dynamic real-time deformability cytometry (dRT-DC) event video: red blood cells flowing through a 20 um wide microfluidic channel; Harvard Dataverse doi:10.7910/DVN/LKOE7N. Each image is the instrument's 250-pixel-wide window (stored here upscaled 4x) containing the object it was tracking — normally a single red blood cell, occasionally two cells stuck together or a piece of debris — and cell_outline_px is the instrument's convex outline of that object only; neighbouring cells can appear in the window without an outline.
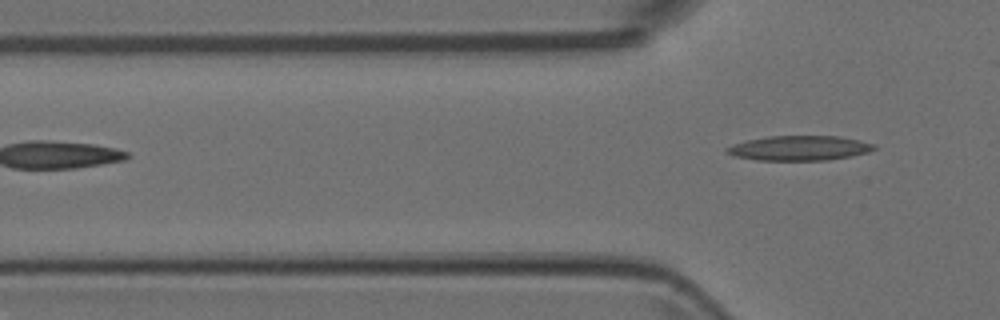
{"species": "Egyptian fruit bat (a non-hibernating species)", "species_latin": "Rousettus aegyptiacus", "temperature_condition": "room temperature", "stored_images_in_passage": 4, "camera_frame_rate_fps": 3000, "um_per_image_px": 0.085, "animal": {"sex": "female"}, "frame": {"image": 1, "passage_image": 4, "time_ms": 1.0, "image_size_px": [1000, 320], "cell_outline_px": [[876, 148], [868, 152], [852, 156], [828, 160], [756, 160], [732, 156], [724, 152], [724, 148], [732, 144], [748, 140], [768, 136], [840, 136], [860, 140], [876, 144]], "centroid_in_image_um": [67.92, 12.59], "position_along_channel_um": 57.9, "area_um2": 21.5}}